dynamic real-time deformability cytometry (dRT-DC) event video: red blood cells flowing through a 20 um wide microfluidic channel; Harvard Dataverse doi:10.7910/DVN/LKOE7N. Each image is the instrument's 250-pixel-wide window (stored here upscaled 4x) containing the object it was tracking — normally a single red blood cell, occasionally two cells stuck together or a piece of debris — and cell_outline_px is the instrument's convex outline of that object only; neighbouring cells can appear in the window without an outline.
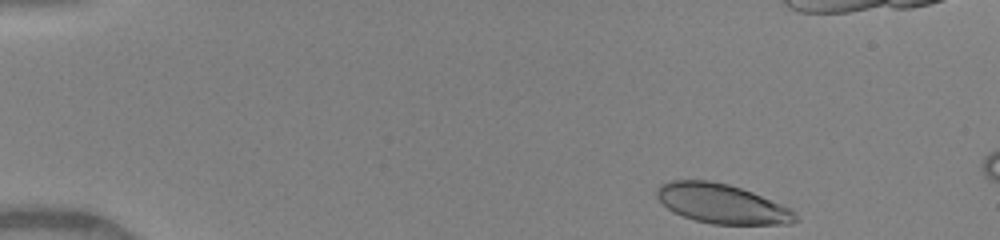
{"species": "human", "species_latin": "Homo sapiens", "temperature_condition": "warm", "stored_images_in_passage": 39, "camera_frame_rate_fps": 3000, "um_per_image_px": 0.085, "donor": {"sex": "female"}, "frame": {"image": 1, "passage_image": 1, "time_ms": 0.0, "image_size_px": [1000, 240], "cell_outline_px": [[800, 220], [792, 224], [712, 224], [696, 220], [672, 212], [656, 196], [656, 188], [660, 184], [672, 180], [708, 180], [728, 184], [752, 192], [792, 208], [796, 212]], "centroid_in_image_um": [61.4, 17.32], "position_along_channel_um": 23.6, "area_um2": 32.02}}
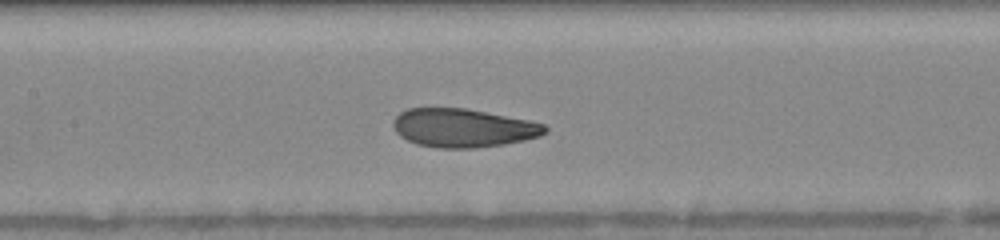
{"frame": {"image": 2, "passage_image": 19, "time_ms": 6.0, "image_size_px": [1000, 240], "cell_outline_px": [[548, 132], [540, 136], [524, 140], [504, 144], [476, 148], [440, 148], [416, 144], [400, 136], [396, 132], [392, 124], [392, 120], [400, 112], [408, 108], [464, 108], [528, 120], [544, 124], [548, 128]], "centroid_in_image_um": [39.35, 10.88], "position_along_channel_um": 168.0, "area_um2": 34.1}}
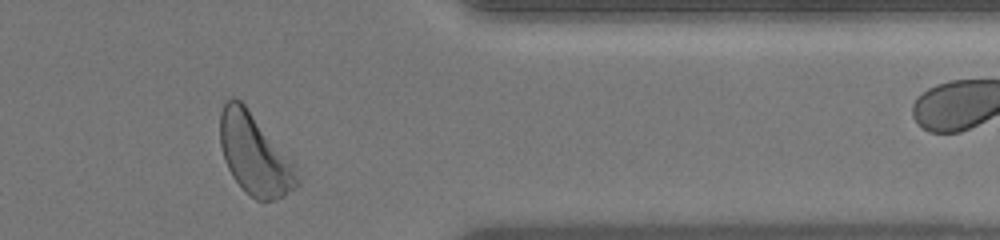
{"frame": {"image": 3, "passage_image": 36, "time_ms": 11.667, "image_size_px": [1000, 240], "cell_outline_px": [[300, 184], [296, 188], [284, 196], [272, 200], [256, 200], [244, 192], [232, 176], [224, 160], [220, 144], [220, 112], [224, 104], [232, 96], [240, 100], [244, 104], [292, 160], [300, 180]], "centroid_in_image_um": [21.64, 13.15], "position_along_channel_um": 389.8, "area_um2": 36.24}}